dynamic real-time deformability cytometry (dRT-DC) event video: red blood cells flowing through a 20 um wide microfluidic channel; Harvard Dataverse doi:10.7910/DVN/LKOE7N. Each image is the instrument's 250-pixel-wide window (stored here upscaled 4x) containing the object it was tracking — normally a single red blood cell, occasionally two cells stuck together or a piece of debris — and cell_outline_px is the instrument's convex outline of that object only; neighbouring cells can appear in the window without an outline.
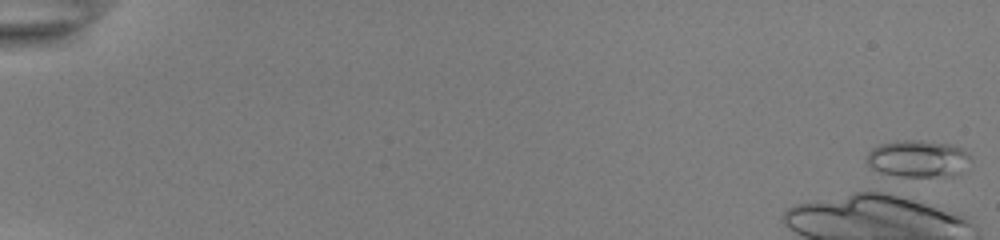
{"species": "common noctule bat (a hibernating species)", "species_latin": "Nyctalus noctula", "temperature_condition": "room temperature", "stored_images_in_passage": 1, "camera_frame_rate_fps": 3000, "um_per_image_px": 0.085, "animal": {"sex": "female", "body_mass_g": 22.0, "forearm_length_mm": 56.7}, "frame": {"image": 1, "passage_image": 1, "time_ms": 0.0, "image_size_px": [1000, 240], "cell_outline_px": [[972, 160], [960, 172], [952, 176], [900, 176], [880, 172], [872, 168], [868, 164], [868, 152], [872, 148], [880, 144], [896, 140], [920, 140], [952, 144], [968, 152], [972, 156]], "centroid_in_image_um": [78.06, 13.47], "position_along_channel_um": 6.9, "area_um2": 22.48}}